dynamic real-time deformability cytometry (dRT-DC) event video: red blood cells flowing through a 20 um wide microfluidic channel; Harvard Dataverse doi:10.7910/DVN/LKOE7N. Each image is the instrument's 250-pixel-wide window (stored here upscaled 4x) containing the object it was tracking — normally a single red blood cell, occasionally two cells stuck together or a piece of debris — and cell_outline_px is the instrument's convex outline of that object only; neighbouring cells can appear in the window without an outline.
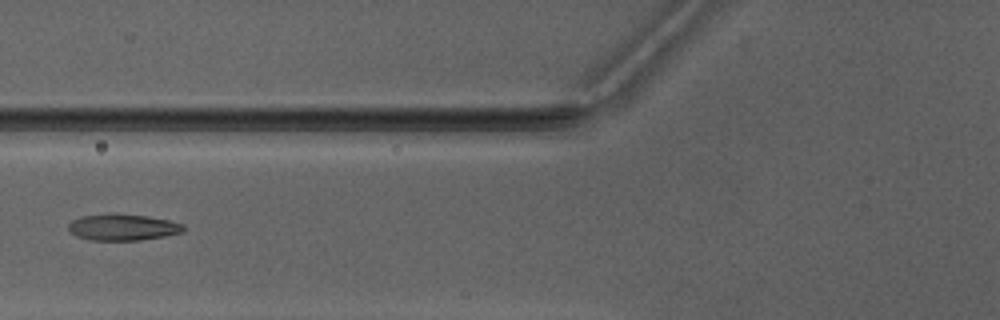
{"species": "Egyptian fruit bat (a non-hibernating species)", "species_latin": "Rousettus aegyptiacus", "temperature_condition": "warm", "stored_images_in_passage": 4, "camera_frame_rate_fps": 3000, "um_per_image_px": 0.085, "animal": {"sex": "male"}, "frame": {"image": 1, "passage_image": 4, "time_ms": 3.667, "image_size_px": [1000, 320], "cell_outline_px": [[184, 232], [164, 236], [140, 240], [92, 240], [76, 236], [68, 228], [68, 224], [72, 220], [80, 216], [108, 212], [112, 212], [148, 216], [168, 220], [184, 224]], "centroid_in_image_um": [10.42, 19.29], "position_along_channel_um": 115.4, "area_um2": 17.98}}